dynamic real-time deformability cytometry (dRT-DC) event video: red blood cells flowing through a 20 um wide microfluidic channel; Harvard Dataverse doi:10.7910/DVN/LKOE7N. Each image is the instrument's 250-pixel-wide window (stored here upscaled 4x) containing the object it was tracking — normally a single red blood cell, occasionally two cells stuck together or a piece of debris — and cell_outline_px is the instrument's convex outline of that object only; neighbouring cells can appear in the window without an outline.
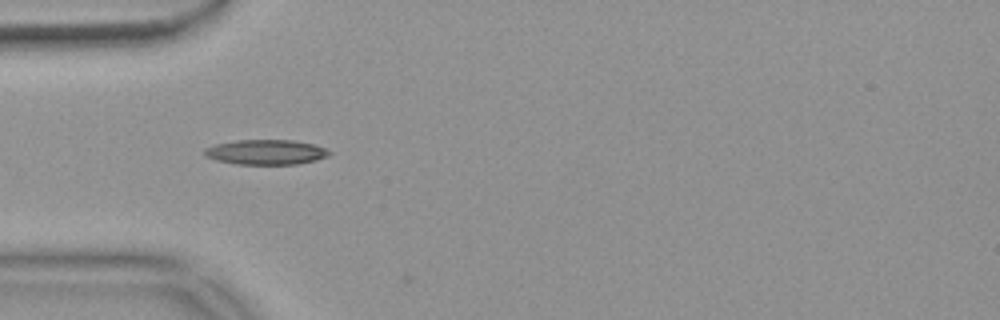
{"species": "common noctule bat (a hibernating species)", "species_latin": "Nyctalus noctula", "temperature_condition": "warm", "stored_images_in_passage": 39, "camera_frame_rate_fps": 3000, "um_per_image_px": 0.085, "animal": {"sex": "female", "body_mass_g": 18.4}, "frame": {"image": 1, "passage_image": 1, "time_ms": 0.0, "image_size_px": [1000, 320], "cell_outline_px": [[332, 152], [328, 156], [316, 160], [300, 164], [236, 164], [216, 160], [204, 156], [204, 148], [216, 144], [236, 140], [292, 140], [312, 144], [324, 148]], "centroid_in_image_um": [22.59, 12.93], "position_along_channel_um": 62.4, "area_um2": 18.15}}
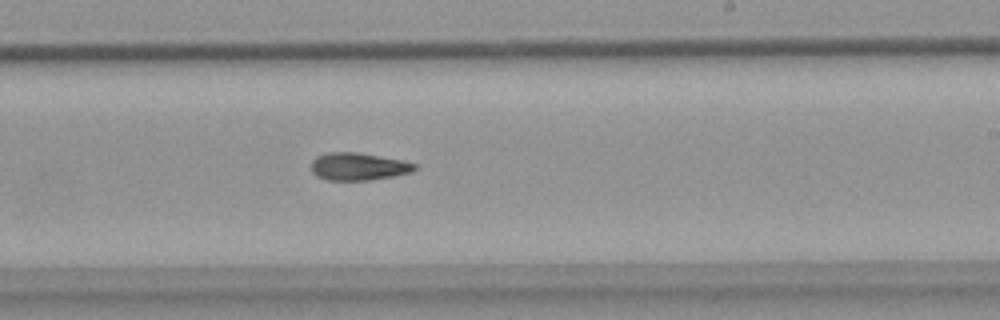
{"frame": {"image": 2, "passage_image": 17, "time_ms": 5.333, "image_size_px": [1000, 320], "cell_outline_px": [[420, 168], [412, 172], [392, 176], [368, 180], [328, 180], [316, 176], [312, 172], [312, 160], [316, 156], [328, 152], [356, 152], [404, 160], [416, 164]], "centroid_in_image_um": [30.48, 14.15], "position_along_channel_um": 258.5, "area_um2": 16.7}}
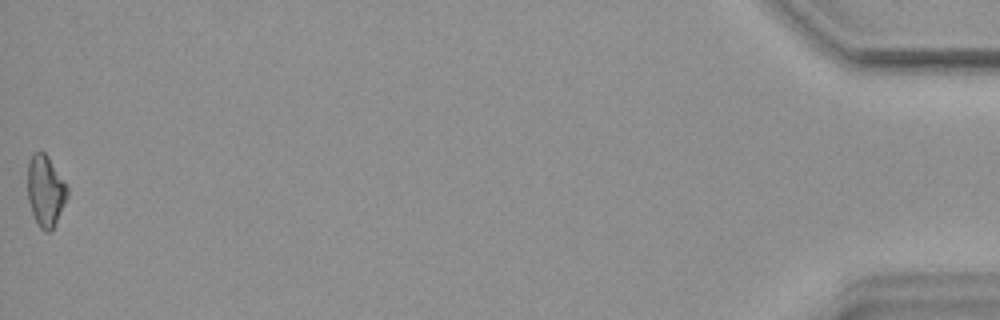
{"frame": {"image": 3, "passage_image": 39, "time_ms": 12.667, "image_size_px": [1000, 320], "cell_outline_px": [[68, 196], [52, 228], [48, 232], [44, 232], [40, 228], [32, 212], [28, 200], [28, 160], [32, 152], [44, 152], [48, 156], [68, 188]], "centroid_in_image_um": [3.85, 16.19], "position_along_channel_um": 431.4, "area_um2": 16.18}}